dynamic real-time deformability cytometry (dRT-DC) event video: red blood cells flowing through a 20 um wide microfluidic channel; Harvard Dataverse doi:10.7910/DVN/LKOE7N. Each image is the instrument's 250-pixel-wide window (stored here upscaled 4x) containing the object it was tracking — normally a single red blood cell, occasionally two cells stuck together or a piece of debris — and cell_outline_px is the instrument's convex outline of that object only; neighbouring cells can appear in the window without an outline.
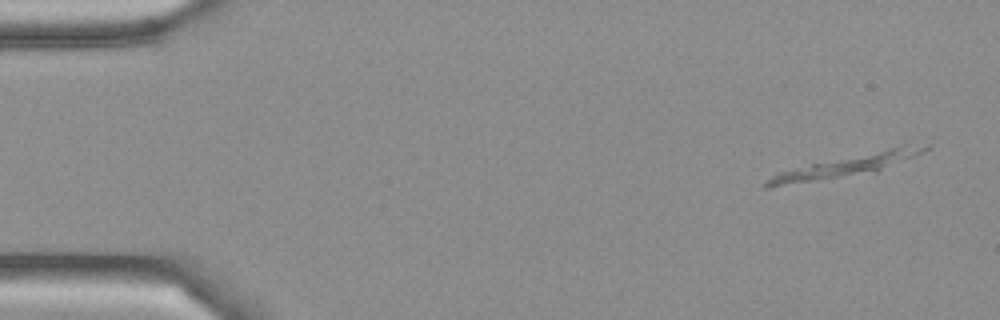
{"species": "Egyptian fruit bat (a non-hibernating species)", "species_latin": "Rousettus aegyptiacus", "temperature_condition": "cold", "stored_images_in_passage": 60, "camera_frame_rate_fps": 3000, "um_per_image_px": 0.085, "frame": {"image": 1, "passage_image": 3, "time_ms": 0.667, "image_size_px": [1000, 320], "cell_outline_px": [[932, 148], [924, 152], [876, 172], [768, 188], [764, 188], [764, 184], [772, 176], [780, 172], [812, 164], [892, 148], [928, 144]], "centroid_in_image_um": [71.91, 14.14], "position_along_channel_um": 13.1, "area_um2": 19.07}}
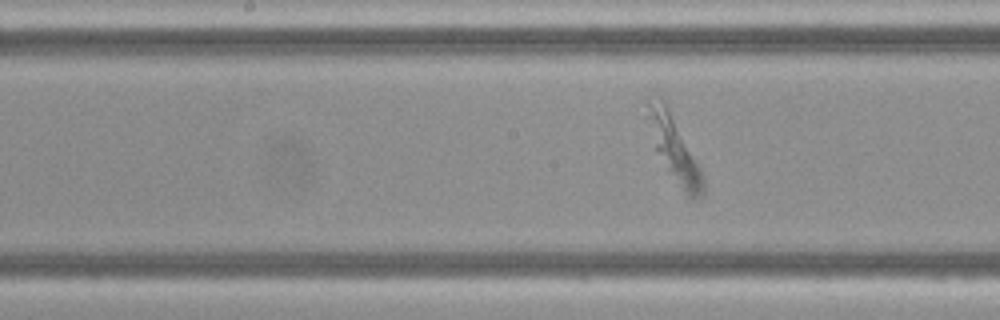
{"frame": {"image": 2, "passage_image": 30, "time_ms": 9.667, "image_size_px": [1000, 320], "cell_outline_px": [[704, 196], [700, 200], [696, 200], [688, 196], [684, 192], [668, 168], [656, 148], [648, 116], [648, 100], [660, 96], [664, 100], [700, 168], [704, 180]], "centroid_in_image_um": [57.38, 12.69], "position_along_channel_um": 190.8, "area_um2": 19.48}}
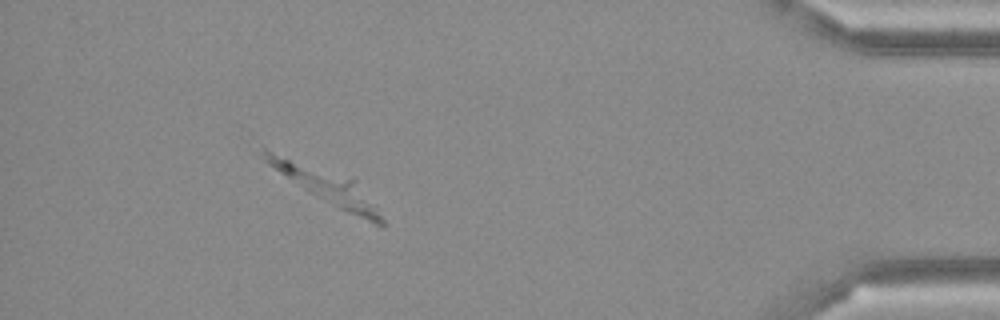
{"frame": {"image": 3, "passage_image": 54, "time_ms": 17.667, "image_size_px": [1000, 320], "cell_outline_px": [[384, 224], [376, 224], [348, 212], [340, 208], [312, 192], [280, 172], [256, 156], [252, 152], [264, 148], [352, 176], [356, 180], [384, 220]], "centroid_in_image_um": [27.6, 15.64], "position_along_channel_um": 407.6, "area_um2": 23.0}}